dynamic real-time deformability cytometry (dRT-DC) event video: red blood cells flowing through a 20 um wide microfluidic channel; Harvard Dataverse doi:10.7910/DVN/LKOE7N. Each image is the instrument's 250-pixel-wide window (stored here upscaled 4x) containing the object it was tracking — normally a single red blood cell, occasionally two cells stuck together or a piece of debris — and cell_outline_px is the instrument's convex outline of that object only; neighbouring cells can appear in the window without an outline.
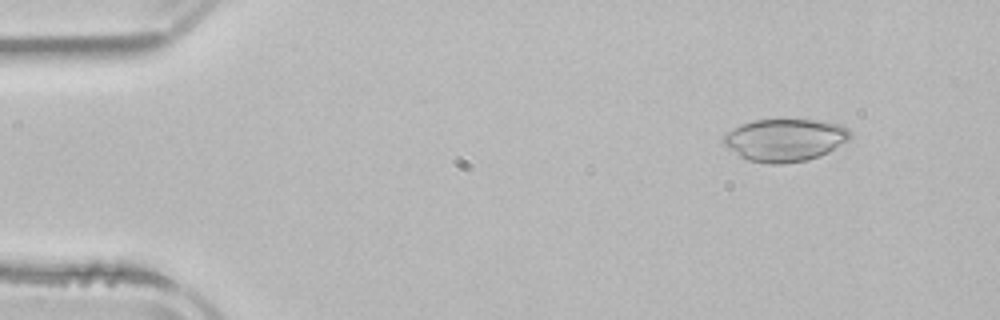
{"species": "common noctule bat (a hibernating species)", "species_latin": "Nyctalus noctula", "temperature_condition": "room temperature", "stored_images_in_passage": 4, "camera_frame_rate_fps": 3000, "um_per_image_px": 0.085, "animal": {"sex": "male", "body_mass_g": 21.5, "forearm_length_mm": 52.0}, "frame": {"image": 1, "passage_image": 2, "time_ms": 1.333, "image_size_px": [1000, 320], "cell_outline_px": [[852, 136], [848, 140], [828, 152], [804, 160], [780, 164], [772, 164], [748, 160], [740, 156], [728, 148], [724, 144], [724, 136], [732, 128], [740, 124], [752, 120], [820, 120], [840, 124], [848, 128]], "centroid_in_image_um": [66.72, 11.88], "position_along_channel_um": 18.3, "area_um2": 31.15}}